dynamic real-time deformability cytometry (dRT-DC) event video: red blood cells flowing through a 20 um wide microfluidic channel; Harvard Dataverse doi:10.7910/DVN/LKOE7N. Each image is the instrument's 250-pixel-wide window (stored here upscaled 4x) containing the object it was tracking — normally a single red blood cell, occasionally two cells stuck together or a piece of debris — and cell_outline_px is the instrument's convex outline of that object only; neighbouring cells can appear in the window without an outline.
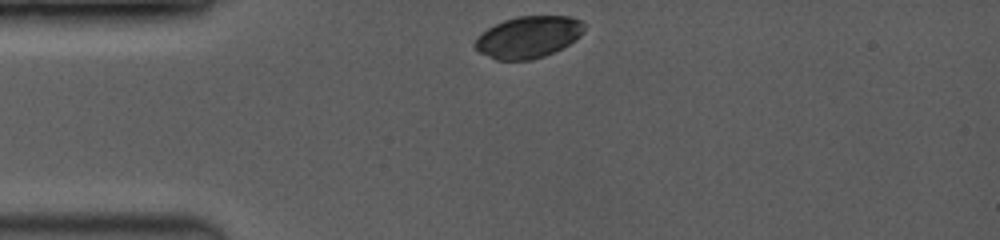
{"species": "common noctule bat (a hibernating species)", "species_latin": "Nyctalus noctula", "temperature_condition": "room temperature", "stored_images_in_passage": 10, "camera_frame_rate_fps": 3500, "um_per_image_px": 0.085, "animal": {"sex": "female", "body_mass_g": 19.0, "forearm_length_mm": 53.3}, "frame": {"image": 1, "passage_image": 1, "time_ms": 0.0, "image_size_px": [1000, 240], "cell_outline_px": [[584, 28], [580, 36], [568, 44], [544, 56], [528, 60], [496, 60], [480, 52], [472, 44], [480, 32], [504, 20], [516, 16], [568, 16], [584, 20]], "centroid_in_image_um": [44.89, 3.14], "position_along_channel_um": 40.1, "area_um2": 26.53}}
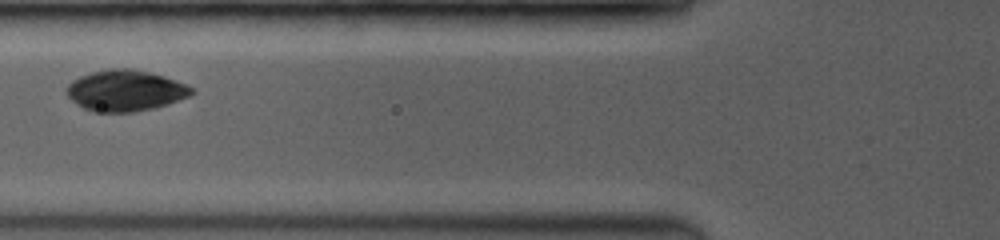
{"frame": {"image": 2, "passage_image": 7, "time_ms": 2.571, "image_size_px": [1000, 240], "cell_outline_px": [[196, 92], [188, 96], [168, 104], [152, 108], [132, 112], [92, 112], [84, 108], [72, 100], [64, 92], [68, 84], [72, 80], [80, 76], [92, 72], [108, 68], [132, 68], [164, 76], [184, 84], [192, 88]], "centroid_in_image_um": [10.61, 7.69], "position_along_channel_um": 115.2, "area_um2": 29.82}}
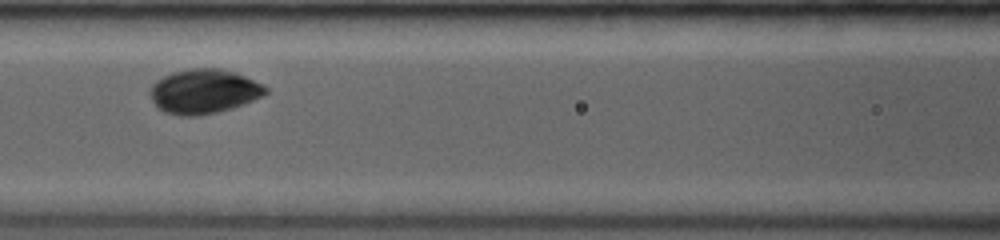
{"frame": {"image": 3, "passage_image": 9, "time_ms": 3.429, "image_size_px": [1000, 240], "cell_outline_px": [[268, 92], [264, 96], [244, 104], [232, 108], [200, 116], [180, 116], [164, 112], [152, 100], [148, 92], [152, 84], [156, 80], [172, 72], [192, 68], [220, 68], [236, 72], [264, 84], [268, 88]], "centroid_in_image_um": [17.35, 7.76], "position_along_channel_um": 149.2, "area_um2": 30.23}}